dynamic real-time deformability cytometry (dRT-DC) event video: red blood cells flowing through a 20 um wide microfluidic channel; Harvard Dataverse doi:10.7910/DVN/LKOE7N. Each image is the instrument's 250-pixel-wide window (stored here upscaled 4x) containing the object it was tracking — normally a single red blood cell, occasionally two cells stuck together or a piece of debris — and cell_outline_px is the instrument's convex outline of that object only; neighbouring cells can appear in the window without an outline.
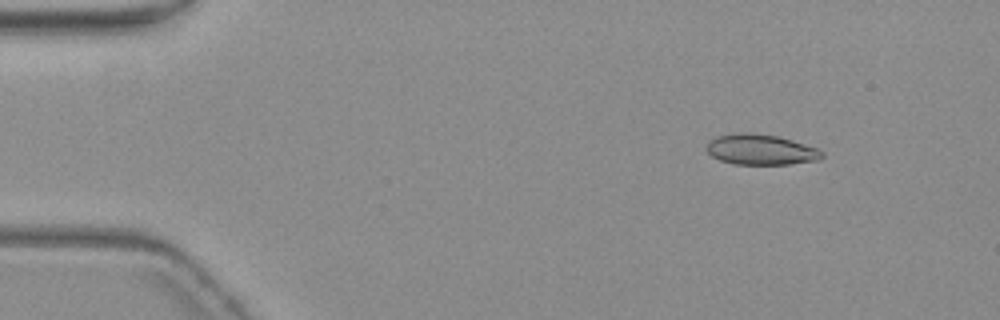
{"species": "common noctule bat (a hibernating species)", "species_latin": "Nyctalus noctula", "temperature_condition": "warm", "stored_images_in_passage": 7, "camera_frame_rate_fps": 3000, "um_per_image_px": 0.085, "animal": {"sex": "female", "body_mass_g": 19.3, "forearm_length_mm": 54.1}, "frame": {"image": 1, "passage_image": 2, "time_ms": 1.0, "image_size_px": [1000, 320], "cell_outline_px": [[824, 156], [820, 160], [788, 164], [732, 164], [720, 160], [712, 156], [704, 148], [708, 140], [716, 136], [732, 132], [752, 132], [780, 136], [816, 148], [824, 152]], "centroid_in_image_um": [64.62, 12.7], "position_along_channel_um": 20.4, "area_um2": 20.92}}
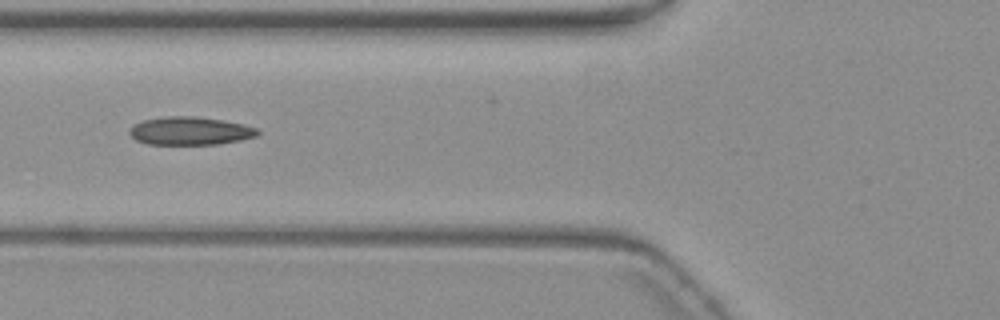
{"frame": {"image": 2, "passage_image": 5, "time_ms": 6.0, "image_size_px": [1000, 320], "cell_outline_px": [[260, 132], [256, 136], [240, 140], [220, 144], [148, 144], [136, 140], [128, 132], [128, 128], [132, 124], [144, 120], [164, 116], [192, 116], [224, 120], [244, 124], [256, 128]], "centroid_in_image_um": [16.13, 11.12], "position_along_channel_um": 109.7, "area_um2": 21.1}}
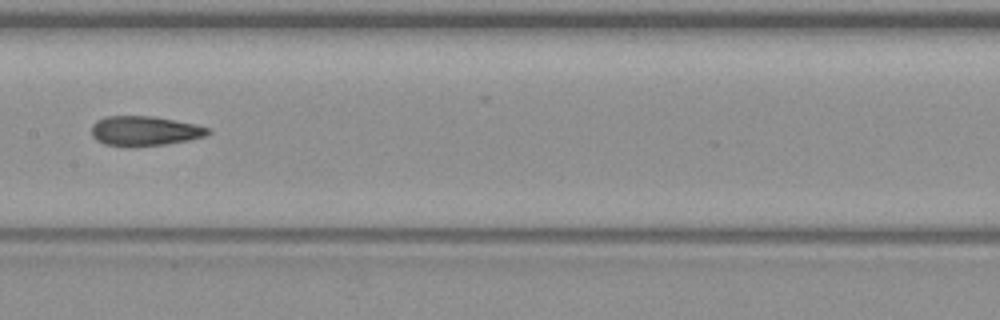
{"frame": {"image": 3, "passage_image": 7, "time_ms": 8.333, "image_size_px": [1000, 320], "cell_outline_px": [[212, 132], [208, 136], [168, 144], [136, 148], [124, 148], [104, 144], [96, 140], [92, 136], [92, 124], [96, 120], [104, 116], [152, 116], [196, 124], [208, 128]], "centroid_in_image_um": [12.27, 11.16], "position_along_channel_um": 195.1, "area_um2": 20.81}}